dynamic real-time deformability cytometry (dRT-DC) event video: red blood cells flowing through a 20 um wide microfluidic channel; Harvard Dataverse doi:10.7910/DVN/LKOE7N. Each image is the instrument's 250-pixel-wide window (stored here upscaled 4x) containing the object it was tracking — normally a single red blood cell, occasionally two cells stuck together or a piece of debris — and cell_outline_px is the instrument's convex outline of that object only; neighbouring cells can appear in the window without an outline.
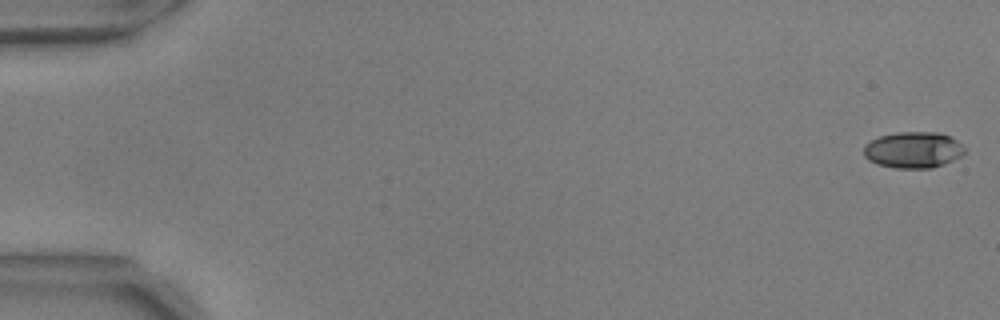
{"species": "common noctule bat (a hibernating species)", "species_latin": "Nyctalus noctula", "temperature_condition": "warm", "stored_images_in_passage": 11, "camera_frame_rate_fps": 3000, "um_per_image_px": 0.085, "animal": {"sex": "male", "body_mass_g": 17.9, "forearm_length_mm": 54.2}, "frame": {"image": 1, "passage_image": 1, "time_ms": 0.0, "image_size_px": [1000, 320], "cell_outline_px": [[964, 152], [960, 156], [944, 164], [932, 168], [896, 168], [880, 164], [868, 160], [864, 156], [864, 144], [880, 136], [896, 132], [940, 132], [952, 136], [964, 148]], "centroid_in_image_um": [77.62, 12.73], "position_along_channel_um": 7.4, "area_um2": 21.27}}